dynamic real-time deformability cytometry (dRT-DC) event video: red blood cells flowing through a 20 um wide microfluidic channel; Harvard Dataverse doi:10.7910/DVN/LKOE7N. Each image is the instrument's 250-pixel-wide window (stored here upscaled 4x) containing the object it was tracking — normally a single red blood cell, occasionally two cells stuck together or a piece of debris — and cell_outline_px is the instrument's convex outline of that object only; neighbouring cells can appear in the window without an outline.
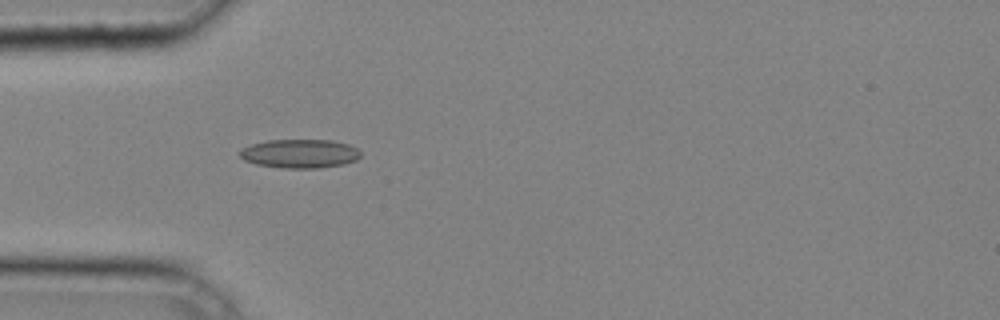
{"species": "common noctule bat (a hibernating species)", "species_latin": "Nyctalus noctula", "temperature_condition": "cold", "stored_images_in_passage": 10, "camera_frame_rate_fps": 3000, "um_per_image_px": 0.085, "animal": {"sex": "male", "body_mass_g": 20.4}, "frame": {"image": 1, "passage_image": 1, "time_ms": 0.0, "image_size_px": [1000, 320], "cell_outline_px": [[360, 156], [356, 160], [344, 164], [320, 168], [284, 168], [256, 164], [244, 160], [236, 152], [252, 144], [268, 140], [332, 140], [348, 144], [360, 148]], "centroid_in_image_um": [25.5, 13.06], "position_along_channel_um": 59.5, "area_um2": 20.4}}
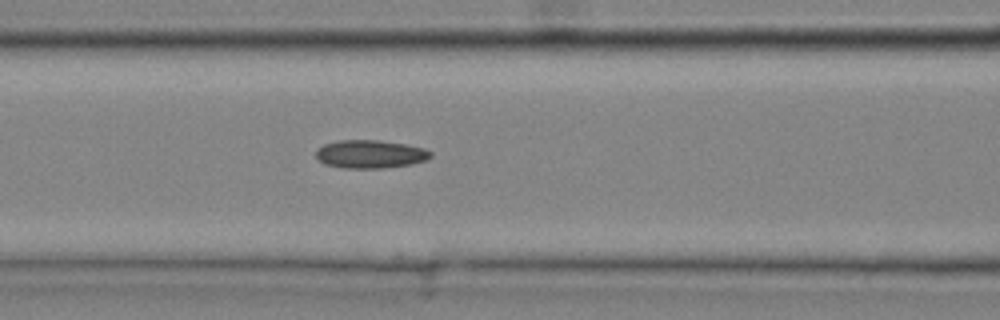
{"frame": {"image": 2, "passage_image": 6, "time_ms": 1.667, "image_size_px": [1000, 320], "cell_outline_px": [[432, 156], [428, 160], [408, 164], [384, 168], [344, 168], [324, 164], [316, 156], [316, 148], [324, 144], [340, 140], [380, 140], [404, 144], [424, 148], [432, 152]], "centroid_in_image_um": [31.47, 13.1], "position_along_channel_um": 135.1, "area_um2": 18.84}}
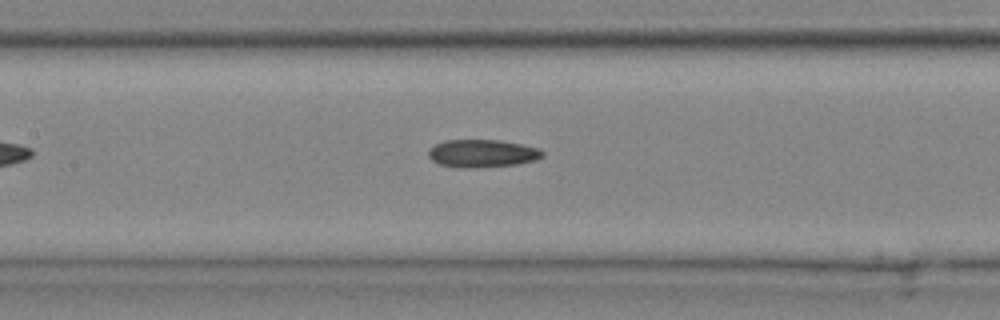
{"frame": {"image": 3, "passage_image": 8, "time_ms": 2.333, "image_size_px": [1000, 320], "cell_outline_px": [[544, 156], [536, 160], [516, 164], [476, 168], [464, 168], [440, 164], [432, 160], [428, 156], [428, 152], [436, 144], [444, 140], [500, 140], [540, 148], [544, 152]], "centroid_in_image_um": [41.02, 13.04], "position_along_channel_um": 166.4, "area_um2": 18.44}}